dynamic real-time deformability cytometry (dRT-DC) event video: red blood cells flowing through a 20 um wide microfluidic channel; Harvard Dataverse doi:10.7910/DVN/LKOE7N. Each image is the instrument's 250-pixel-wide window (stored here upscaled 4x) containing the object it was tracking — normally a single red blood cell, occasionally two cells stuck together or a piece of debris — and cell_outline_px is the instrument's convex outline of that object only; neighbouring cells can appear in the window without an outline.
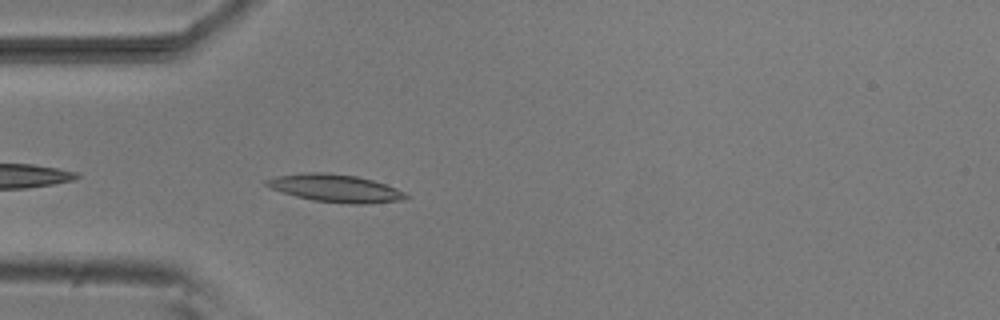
{"species": "common noctule bat (a hibernating species)", "species_latin": "Nyctalus noctula", "temperature_condition": "room temperature", "stored_images_in_passage": 38, "camera_frame_rate_fps": 3000, "um_per_image_px": 0.085, "animal": {"sex": "male", "body_mass_g": 20.5, "forearm_length_mm": 52.5}, "frame": {"image": 1, "passage_image": 2, "time_ms": 0.333, "image_size_px": [1000, 320], "cell_outline_px": [[408, 196], [404, 200], [368, 204], [348, 204], [312, 200], [280, 192], [264, 184], [264, 180], [276, 176], [304, 172], [328, 172], [356, 176], [372, 180], [396, 188], [404, 192]], "centroid_in_image_um": [28.49, 16.0], "position_along_channel_um": 56.5, "area_um2": 22.6}}
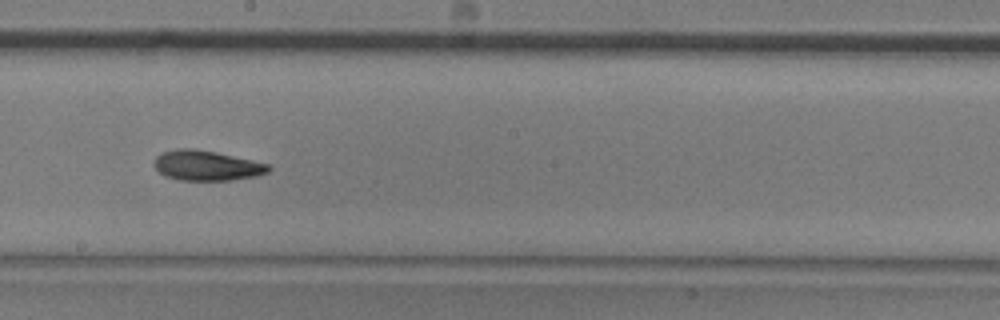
{"frame": {"image": 2, "passage_image": 16, "time_ms": 5.0, "image_size_px": [1000, 320], "cell_outline_px": [[272, 168], [268, 172], [256, 176], [232, 180], [180, 180], [164, 176], [152, 164], [156, 156], [164, 152], [176, 148], [192, 148], [216, 152], [272, 164]], "centroid_in_image_um": [17.59, 14.07], "position_along_channel_um": 230.6, "area_um2": 20.23}}
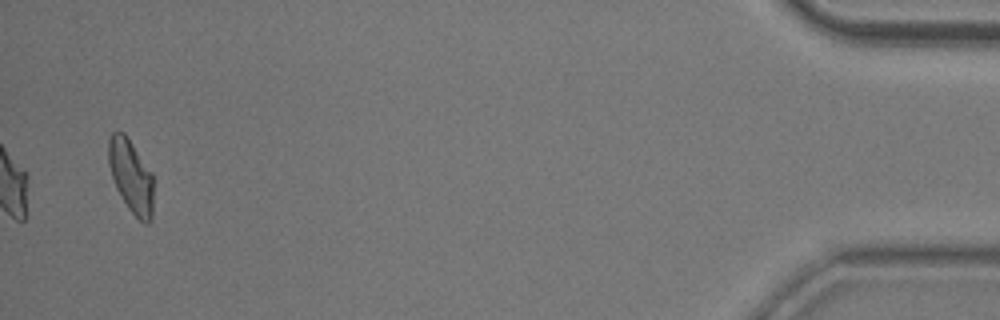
{"frame": {"image": 3, "passage_image": 38, "time_ms": 12.333, "image_size_px": [1000, 320], "cell_outline_px": [[152, 220], [148, 224], [144, 224], [128, 208], [120, 196], [116, 188], [108, 164], [108, 140], [112, 132], [124, 132], [152, 172]], "centroid_in_image_um": [11.13, 14.98], "position_along_channel_um": 424.1, "area_um2": 19.13}, "authors_computed_cell_mechanics": {"area_um2": 19.4208, "velocity_mm_per_s": 3.8043, "shape_relaxation_time_tau1_ms": 6.8794, "shape_relaxation_time_tau2_ms": 5.668, "deformation_change_tau1": 0.2015, "deformation_change_tau2": 0.1378}}